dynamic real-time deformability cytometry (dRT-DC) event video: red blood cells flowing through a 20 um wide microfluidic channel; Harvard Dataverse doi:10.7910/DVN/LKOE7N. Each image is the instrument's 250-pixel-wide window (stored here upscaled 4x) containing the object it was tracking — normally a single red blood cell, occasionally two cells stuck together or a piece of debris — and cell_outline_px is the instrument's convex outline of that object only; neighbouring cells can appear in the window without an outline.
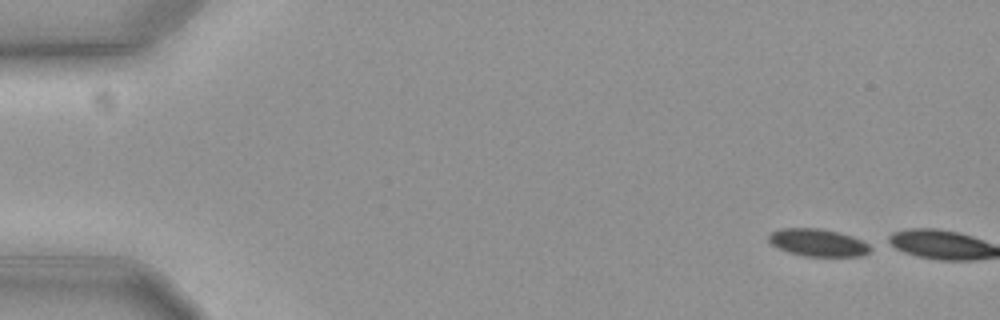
{"species": "common noctule bat (a hibernating species)", "species_latin": "Nyctalus noctula", "temperature_condition": "cold", "stored_images_in_passage": 3, "camera_frame_rate_fps": 3000, "um_per_image_px": 0.085, "animal": {"sex": "female", "body_mass_g": 19.3, "forearm_length_mm": 54.1}, "frame": {"image": 1, "passage_image": 1, "time_ms": 0.0, "image_size_px": [1000, 320], "cell_outline_px": [[872, 248], [864, 256], [804, 256], [788, 252], [772, 244], [768, 240], [768, 236], [772, 232], [784, 228], [820, 228], [852, 236], [868, 244]], "centroid_in_image_um": [69.53, 20.63], "position_along_channel_um": 15.5, "area_um2": 16.07}}